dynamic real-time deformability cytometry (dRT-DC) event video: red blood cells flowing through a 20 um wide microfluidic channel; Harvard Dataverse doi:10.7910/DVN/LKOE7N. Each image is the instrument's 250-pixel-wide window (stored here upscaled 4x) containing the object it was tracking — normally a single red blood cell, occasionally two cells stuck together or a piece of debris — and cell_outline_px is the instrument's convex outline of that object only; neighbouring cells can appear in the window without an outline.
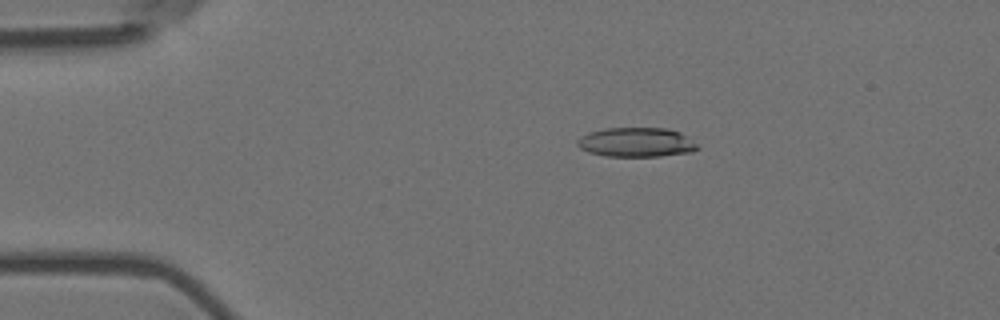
{"species": "Egyptian fruit bat (a non-hibernating species)", "species_latin": "Rousettus aegyptiacus", "temperature_condition": "room temperature", "stored_images_in_passage": 7, "camera_frame_rate_fps": 3000, "um_per_image_px": 0.085, "animal": {"sex": "female"}, "frame": {"image": 1, "passage_image": 4, "time_ms": 1.0, "image_size_px": [1000, 320], "cell_outline_px": [[700, 148], [692, 152], [660, 156], [608, 156], [588, 152], [580, 148], [576, 144], [576, 140], [580, 136], [588, 132], [604, 128], [668, 128], [680, 132], [696, 144]], "centroid_in_image_um": [54.06, 12.09], "position_along_channel_um": 30.9, "area_um2": 20.63}}
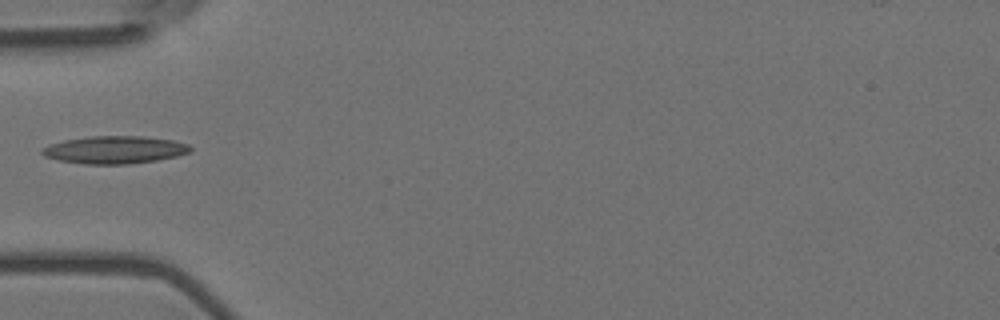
{"frame": {"image": 2, "passage_image": 6, "time_ms": 1.667, "image_size_px": [1000, 320], "cell_outline_px": [[192, 148], [188, 152], [176, 156], [156, 160], [128, 164], [84, 164], [60, 160], [44, 156], [40, 152], [40, 148], [48, 144], [64, 140], [92, 136], [144, 136], [172, 140], [188, 144]], "centroid_in_image_um": [9.7, 12.73], "position_along_channel_um": 75.3, "area_um2": 23.81}}
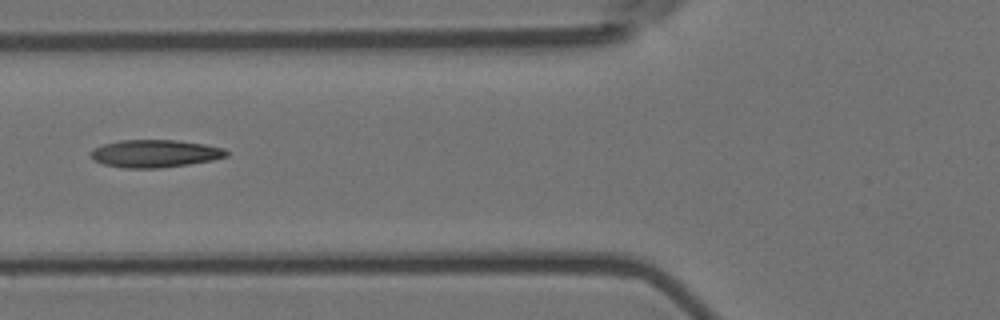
{"frame": {"image": 3, "passage_image": 7, "time_ms": 2.0, "image_size_px": [1000, 320], "cell_outline_px": [[228, 156], [212, 160], [188, 164], [160, 168], [124, 168], [104, 164], [92, 160], [88, 156], [88, 152], [92, 148], [104, 144], [120, 140], [176, 140], [204, 144], [224, 148], [228, 152]], "centroid_in_image_um": [13.11, 13.05], "position_along_channel_um": 112.7, "area_um2": 22.02}}